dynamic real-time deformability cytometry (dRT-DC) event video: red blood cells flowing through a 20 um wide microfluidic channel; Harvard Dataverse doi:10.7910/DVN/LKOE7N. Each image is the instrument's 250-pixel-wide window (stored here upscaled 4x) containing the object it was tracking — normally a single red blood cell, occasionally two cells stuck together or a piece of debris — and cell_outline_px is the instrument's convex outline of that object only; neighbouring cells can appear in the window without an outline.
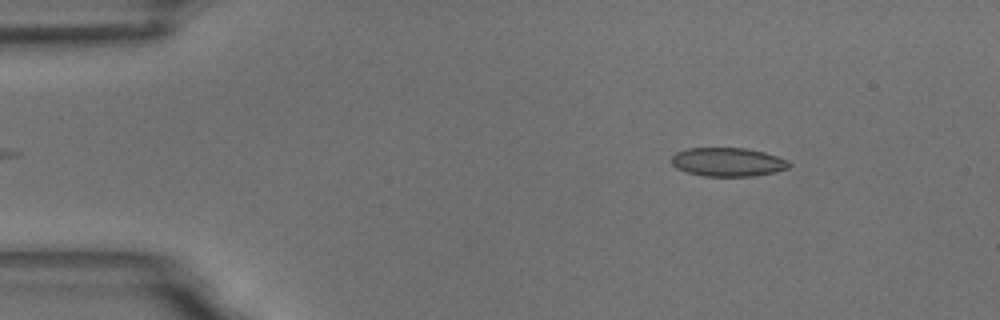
{"species": "common noctule bat (a hibernating species)", "species_latin": "Nyctalus noctula", "temperature_condition": "room temperature", "stored_images_in_passage": 42, "camera_frame_rate_fps": 3000, "um_per_image_px": 0.085, "animal": {"sex": "male", "body_mass_g": 18.8}, "frame": {"image": 1, "passage_image": 1, "time_ms": 0.0, "image_size_px": [1000, 320], "cell_outline_px": [[792, 164], [788, 168], [776, 172], [756, 176], [704, 176], [688, 172], [676, 168], [672, 164], [672, 156], [676, 152], [688, 148], [744, 148], [764, 152], [788, 160]], "centroid_in_image_um": [61.89, 13.77], "position_along_channel_um": 23.1, "area_um2": 19.71}}
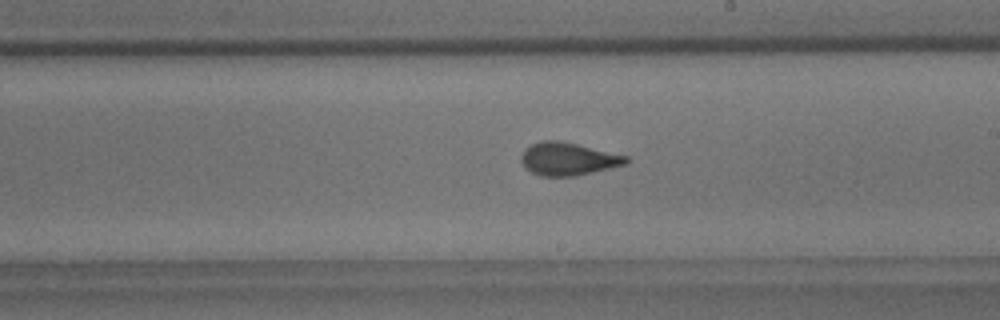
{"frame": {"image": 2, "passage_image": 26, "time_ms": 8.333, "image_size_px": [1000, 320], "cell_outline_px": [[628, 164], [572, 176], [540, 176], [524, 168], [520, 160], [520, 156], [524, 148], [532, 144], [544, 140], [556, 140], [576, 144], [628, 156]], "centroid_in_image_um": [48.24, 13.51], "position_along_channel_um": 240.8, "area_um2": 19.94}}
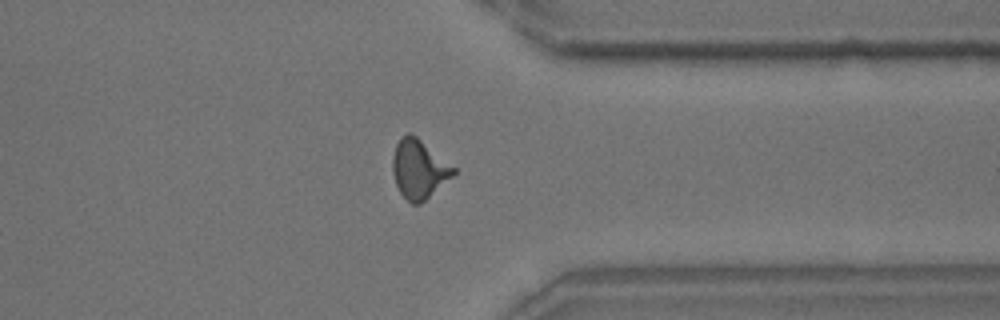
{"frame": {"image": 3, "passage_image": 38, "time_ms": 12.333, "image_size_px": [1000, 320], "cell_outline_px": [[456, 172], [452, 176], [420, 204], [412, 204], [400, 192], [396, 184], [392, 172], [392, 156], [396, 144], [400, 136], [408, 132], [416, 136], [456, 168]], "centroid_in_image_um": [35.58, 14.35], "position_along_channel_um": 375.8, "area_um2": 20.69}, "authors_computed_cell_mechanics": {"area_um2": 19.9988, "velocity_mm_per_s": 3.4928, "shape_relaxation_time_tau1_ms": null, "shape_relaxation_time_tau2_ms": 1.0591, "deformation_change_tau1": null, "deformation_change_tau2": 0.0661}}